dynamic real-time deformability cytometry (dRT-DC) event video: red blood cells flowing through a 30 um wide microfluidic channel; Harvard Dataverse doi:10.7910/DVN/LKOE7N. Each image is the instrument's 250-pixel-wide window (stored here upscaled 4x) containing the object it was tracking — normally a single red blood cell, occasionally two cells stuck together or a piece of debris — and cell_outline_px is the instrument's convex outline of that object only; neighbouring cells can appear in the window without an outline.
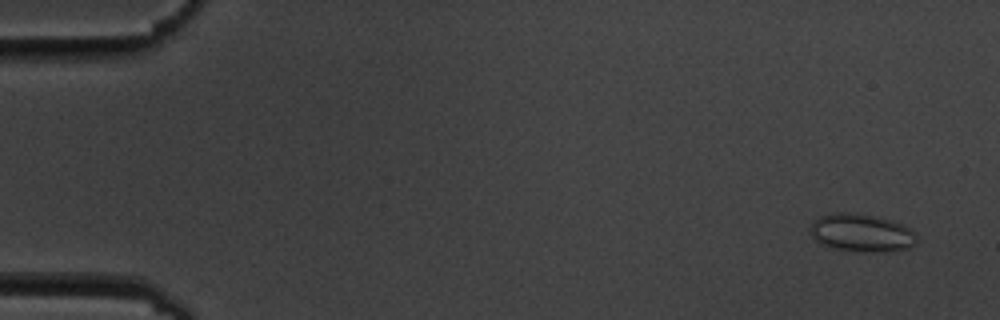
{"species": "common noctule bat (a hibernating species)", "species_latin": "Nyctalus noctula", "temperature_condition": "cold", "stored_images_in_passage": 6, "segment_of_instrument_passage": [1, 2], "camera_frame_rate_fps": 3000, "um_per_image_px": 0.085, "animal": {"sex": "male", "body_mass_g": 19.5, "forearm_length_mm": 54.6}, "frame": {"image": 1, "passage_image": 2, "time_ms": 1.0, "image_size_px": [1000, 320], "cell_outline_px": [[916, 244], [908, 248], [892, 252], [844, 252], [820, 244], [808, 232], [812, 220], [820, 216], [836, 212], [856, 212], [904, 224], [912, 228], [916, 232]], "centroid_in_image_um": [73.21, 19.82], "position_along_channel_um": 11.8, "area_um2": 24.33}}